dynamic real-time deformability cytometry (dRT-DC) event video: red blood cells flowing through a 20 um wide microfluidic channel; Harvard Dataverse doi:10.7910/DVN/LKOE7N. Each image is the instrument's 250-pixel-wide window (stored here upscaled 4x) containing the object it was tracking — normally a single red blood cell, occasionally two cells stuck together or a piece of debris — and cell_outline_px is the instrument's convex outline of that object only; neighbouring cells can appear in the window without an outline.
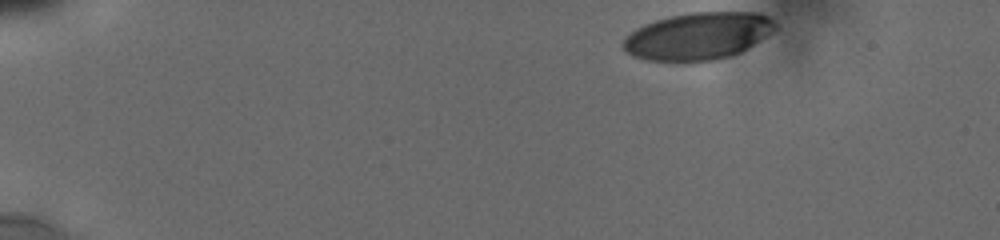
{"species": "human", "species_latin": "Homo sapiens", "temperature_condition": "cold", "stored_images_in_passage": 65, "camera_frame_rate_fps": 3000, "um_per_image_px": 0.085, "donor": {"sex": "male"}, "frame": {"image": 1, "passage_image": 1, "time_ms": 0.0, "image_size_px": [1000, 240], "cell_outline_px": [[776, 28], [740, 52], [732, 56], [716, 60], [648, 60], [632, 56], [624, 48], [624, 36], [636, 28], [644, 24], [656, 20], [672, 16], [692, 12], [760, 12], [768, 16], [776, 24]], "centroid_in_image_um": [59.32, 3.05], "position_along_channel_um": 25.7, "area_um2": 41.27}}
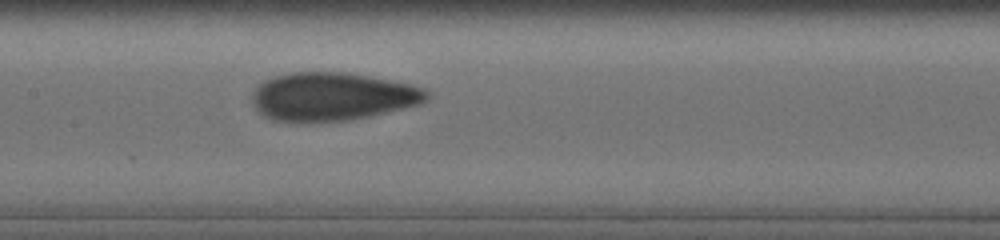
{"frame": {"image": 2, "passage_image": 37, "time_ms": 7.0, "image_size_px": [1000, 240], "cell_outline_px": [[428, 100], [420, 104], [368, 116], [348, 120], [272, 120], [264, 116], [252, 104], [252, 92], [264, 80], [272, 76], [292, 72], [344, 72], [368, 76], [412, 84], [424, 88], [428, 92]], "centroid_in_image_um": [28.24, 8.18], "position_along_channel_um": 179.2, "area_um2": 48.49}}
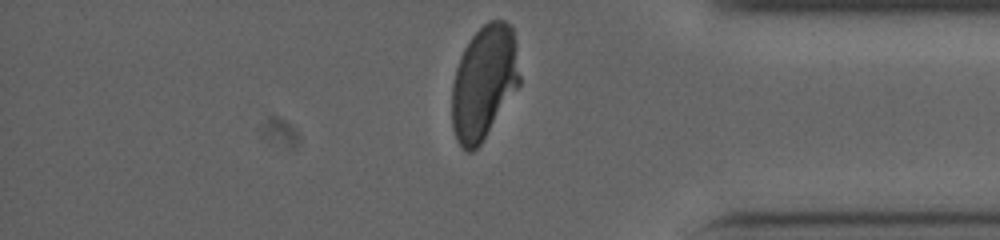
{"frame": {"image": 3, "passage_image": 64, "time_ms": 13.0, "image_size_px": [1000, 240], "cell_outline_px": [[520, 84], [480, 144], [472, 152], [468, 152], [456, 140], [452, 128], [452, 84], [456, 68], [460, 56], [464, 48], [472, 36], [488, 20], [504, 20], [512, 24], [516, 40], [520, 76]], "centroid_in_image_um": [41.14, 6.96], "position_along_channel_um": 394.1, "area_um2": 45.08}, "authors_computed_cell_mechanics": {"area_um2": 46.9336, "velocity_mm_per_s": 3.8106, "shape_relaxation_time_tau1_ms": 5.6121, "shape_relaxation_time_tau2_ms": 0.8989, "deformation_change_tau1": 0.1968, "deformation_change_tau2": 0.0621}}